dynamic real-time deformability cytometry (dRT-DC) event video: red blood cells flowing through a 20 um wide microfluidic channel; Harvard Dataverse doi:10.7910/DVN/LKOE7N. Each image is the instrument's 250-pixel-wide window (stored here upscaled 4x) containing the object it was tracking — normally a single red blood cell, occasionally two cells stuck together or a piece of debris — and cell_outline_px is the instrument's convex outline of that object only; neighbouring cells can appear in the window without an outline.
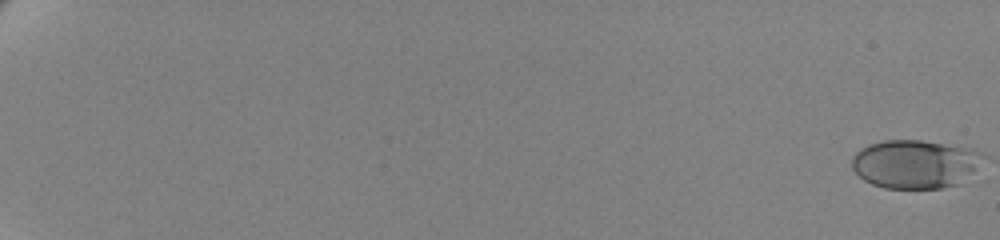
{"species": "human", "species_latin": "Homo sapiens", "temperature_condition": "cold", "stored_images_in_passage": 63, "camera_frame_rate_fps": 3000, "um_per_image_px": 0.085, "donor": {"sex": "female"}, "frame": {"image": 1, "passage_image": 1, "time_ms": 0.0, "image_size_px": [1000, 240], "cell_outline_px": [[980, 156], [972, 168], [956, 184], [944, 188], [884, 188], [872, 184], [864, 180], [852, 168], [852, 156], [860, 148], [868, 144], [884, 140], [920, 140], [972, 148], [980, 152]], "centroid_in_image_um": [77.64, 13.92], "position_along_channel_um": 7.4, "area_um2": 36.24}}
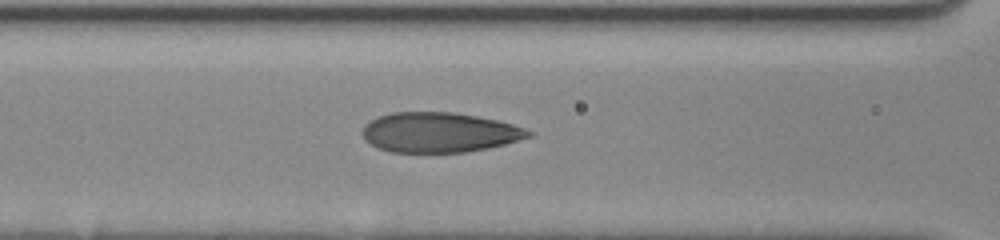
{"frame": {"image": 2, "passage_image": 32, "time_ms": 10.333, "image_size_px": [1000, 240], "cell_outline_px": [[532, 136], [504, 144], [464, 152], [392, 152], [376, 148], [364, 140], [364, 124], [376, 116], [392, 112], [456, 112], [496, 120], [512, 124], [524, 128], [532, 132]], "centroid_in_image_um": [37.29, 11.24], "position_along_channel_um": 129.3, "area_um2": 38.55}}
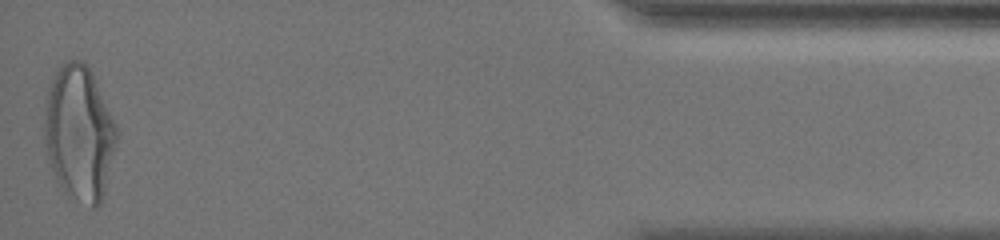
{"frame": {"image": 3, "passage_image": 63, "time_ms": 20.667, "image_size_px": [1000, 240], "cell_outline_px": [[120, 132], [104, 192], [100, 204], [96, 208], [92, 208], [64, 192], [52, 168], [44, 144], [44, 124], [48, 88], [56, 72], [68, 60], [84, 60], [92, 72]], "centroid_in_image_um": [6.76, 11.31], "position_along_channel_um": 428.4, "area_um2": 56.7}, "authors_computed_cell_mechanics": {"area_um2": 38.148, "velocity_mm_per_s": 3.4628, "shape_relaxation_time_tau1_ms": 4.3235, "shape_relaxation_time_tau2_ms": 0.6884, "deformation_change_tau1": 0.1696, "deformation_change_tau2": 0.0707}}